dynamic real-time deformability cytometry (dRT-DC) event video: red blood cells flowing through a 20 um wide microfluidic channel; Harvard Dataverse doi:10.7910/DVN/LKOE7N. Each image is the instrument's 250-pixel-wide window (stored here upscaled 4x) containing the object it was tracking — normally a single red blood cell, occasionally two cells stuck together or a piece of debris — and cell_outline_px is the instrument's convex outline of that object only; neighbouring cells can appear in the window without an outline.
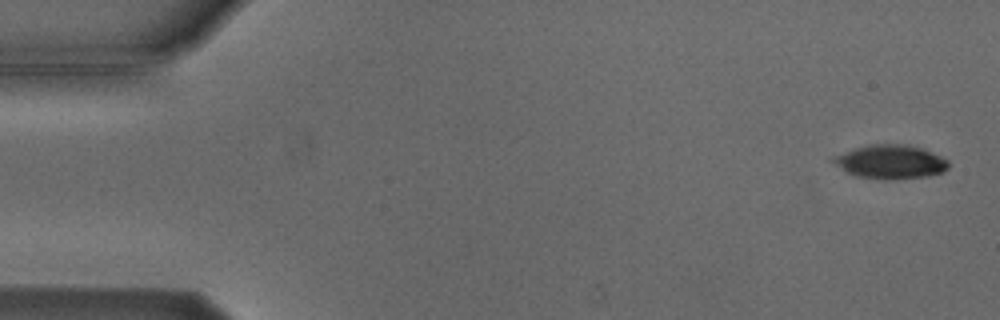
{"species": "Egyptian fruit bat (a non-hibernating species)", "species_latin": "Rousettus aegyptiacus", "temperature_condition": "cold", "stored_images_in_passage": 6, "camera_frame_rate_fps": 3000, "um_per_image_px": 0.085, "animal": {"sex": "male"}, "frame": {"image": 1, "passage_image": 1, "time_ms": 0.0, "image_size_px": [1000, 320], "cell_outline_px": [[948, 168], [944, 172], [928, 176], [884, 180], [856, 176], [848, 172], [828, 160], [832, 156], [868, 144], [904, 144], [920, 148], [940, 156], [948, 160]], "centroid_in_image_um": [75.66, 13.76], "position_along_channel_um": 9.3, "area_um2": 22.66}}